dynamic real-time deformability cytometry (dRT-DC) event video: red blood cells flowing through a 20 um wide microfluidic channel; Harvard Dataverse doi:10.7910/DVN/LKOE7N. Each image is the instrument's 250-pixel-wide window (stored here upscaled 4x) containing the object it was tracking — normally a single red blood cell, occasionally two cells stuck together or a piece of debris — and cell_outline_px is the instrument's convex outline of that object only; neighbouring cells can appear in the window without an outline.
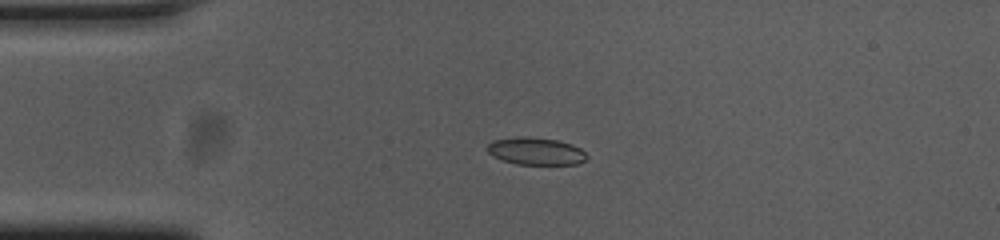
{"species": "common noctule bat (a hibernating species)", "species_latin": "Nyctalus noctula", "temperature_condition": "cold", "stored_images_in_passage": 43, "camera_frame_rate_fps": 3000, "um_per_image_px": 0.085, "animal": {"sex": "female", "body_mass_g": 23.0, "forearm_length_mm": 53.4}, "frame": {"image": 1, "passage_image": 1, "time_ms": 0.0, "image_size_px": [1000, 240], "cell_outline_px": [[588, 156], [584, 160], [576, 164], [516, 164], [504, 160], [488, 152], [488, 144], [492, 140], [556, 140], [572, 144], [580, 148]], "centroid_in_image_um": [45.63, 12.91], "position_along_channel_um": 39.4, "area_um2": 14.62}}
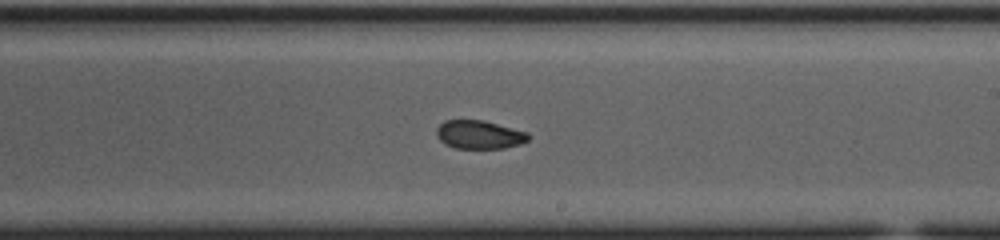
{"frame": {"image": 2, "passage_image": 20, "time_ms": 6.333, "image_size_px": [1000, 240], "cell_outline_px": [[528, 140], [520, 144], [504, 148], [456, 148], [444, 144], [440, 140], [436, 132], [436, 128], [444, 120], [484, 120], [528, 132]], "centroid_in_image_um": [40.73, 11.44], "position_along_channel_um": 248.3, "area_um2": 15.2}}
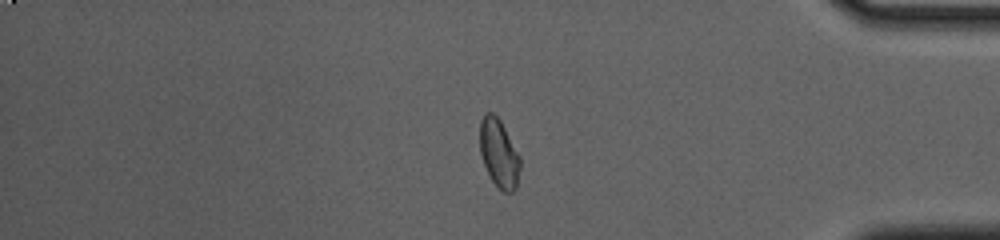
{"frame": {"image": 3, "passage_image": 34, "time_ms": 11.0, "image_size_px": [1000, 240], "cell_outline_px": [[520, 168], [516, 188], [512, 192], [504, 192], [496, 188], [484, 164], [480, 152], [480, 120], [484, 112], [492, 112], [500, 120], [520, 156]], "centroid_in_image_um": [42.41, 13.04], "position_along_channel_um": 392.8, "area_um2": 16.07}, "authors_computed_cell_mechanics": {"area_um2": 16.0106, "velocity_mm_per_s": 3.722, "shape_relaxation_time_tau1_ms": null, "shape_relaxation_time_tau2_ms": 2.7678, "deformation_change_tau1": null, "deformation_change_tau2": 0.07}}